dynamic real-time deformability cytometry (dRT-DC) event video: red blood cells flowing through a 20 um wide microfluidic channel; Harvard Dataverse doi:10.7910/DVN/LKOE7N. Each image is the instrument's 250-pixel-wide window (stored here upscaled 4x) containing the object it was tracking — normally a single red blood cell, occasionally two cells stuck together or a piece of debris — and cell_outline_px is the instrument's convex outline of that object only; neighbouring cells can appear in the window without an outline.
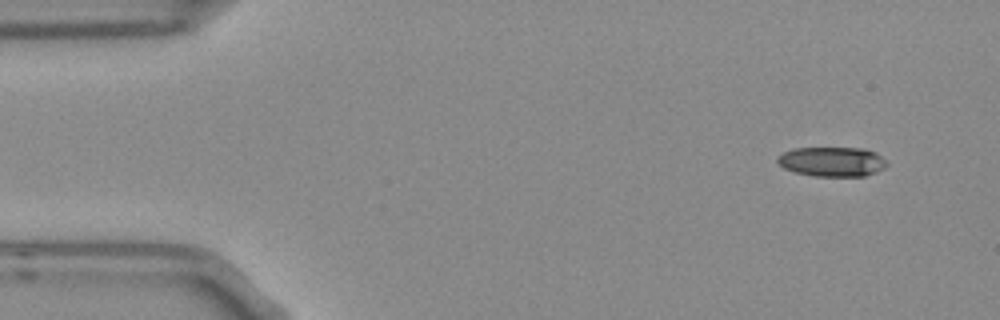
{"species": "Egyptian fruit bat (a non-hibernating species)", "species_latin": "Rousettus aegyptiacus", "temperature_condition": "room temperature", "stored_images_in_passage": 4, "camera_frame_rate_fps": 3000, "um_per_image_px": 0.085, "frame": {"image": 1, "passage_image": 1, "time_ms": 0.0, "image_size_px": [1000, 320], "cell_outline_px": [[888, 164], [884, 168], [876, 172], [864, 176], [812, 176], [796, 172], [784, 168], [776, 160], [776, 156], [792, 148], [864, 148], [876, 152]], "centroid_in_image_um": [70.71, 13.73], "position_along_channel_um": 14.3, "area_um2": 18.9}}
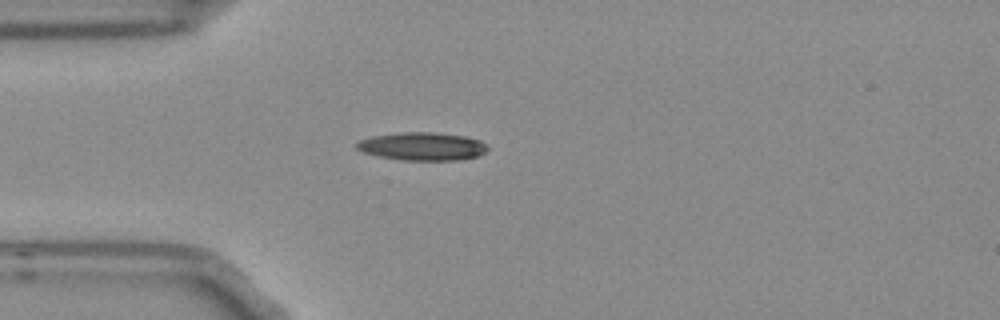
{"frame": {"image": 2, "passage_image": 3, "time_ms": 0.667, "image_size_px": [1000, 320], "cell_outline_px": [[488, 152], [476, 156], [460, 160], [400, 160], [380, 156], [364, 152], [356, 148], [356, 144], [360, 140], [372, 136], [400, 132], [436, 132], [464, 136], [480, 140], [488, 144]], "centroid_in_image_um": [35.94, 12.43], "position_along_channel_um": 49.1, "area_um2": 21.5}}